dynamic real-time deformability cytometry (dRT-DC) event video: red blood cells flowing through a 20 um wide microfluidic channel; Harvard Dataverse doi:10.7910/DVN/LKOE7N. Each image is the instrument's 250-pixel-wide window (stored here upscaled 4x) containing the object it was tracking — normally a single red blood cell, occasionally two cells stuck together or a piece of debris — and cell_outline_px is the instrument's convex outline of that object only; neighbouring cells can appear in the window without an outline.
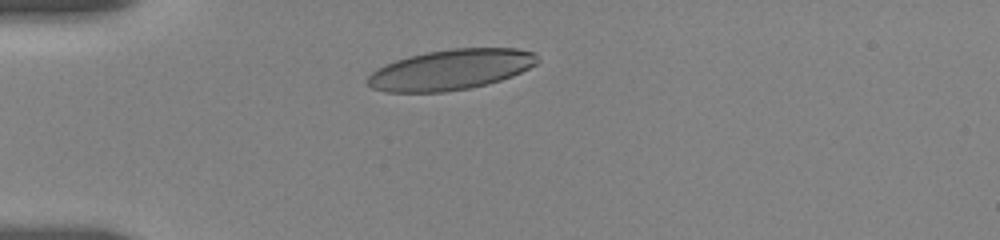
{"species": "human", "species_latin": "Homo sapiens", "temperature_condition": "room temperature", "stored_images_in_passage": 3, "camera_frame_rate_fps": 3000, "um_per_image_px": 0.085, "donor": {"sex": "female"}, "frame": {"image": 1, "passage_image": 1, "time_ms": 0.0, "image_size_px": [1000, 240], "cell_outline_px": [[540, 60], [536, 64], [512, 76], [500, 80], [468, 88], [444, 92], [384, 92], [372, 88], [368, 84], [368, 76], [372, 72], [396, 60], [408, 56], [428, 52], [452, 48], [516, 48], [536, 52]], "centroid_in_image_um": [38.35, 5.91], "position_along_channel_um": 46.7, "area_um2": 39.77}}
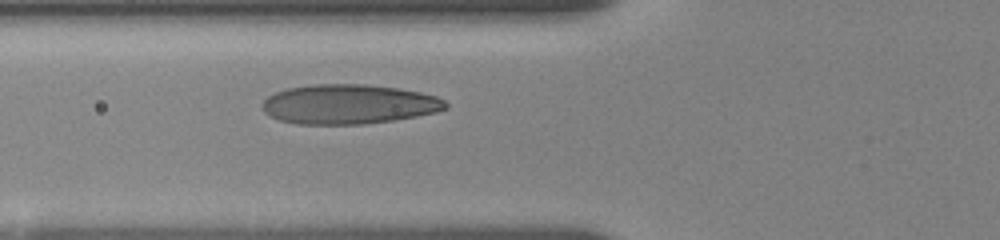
{"frame": {"image": 2, "passage_image": 3, "time_ms": 2.0, "image_size_px": [1000, 240], "cell_outline_px": [[448, 108], [436, 112], [416, 116], [392, 120], [364, 124], [300, 124], [280, 120], [264, 112], [260, 104], [268, 96], [276, 92], [288, 88], [316, 84], [364, 84], [400, 88], [420, 92], [436, 96], [444, 100], [448, 104]], "centroid_in_image_um": [29.65, 8.85], "position_along_channel_um": 96.1, "area_um2": 42.25}}